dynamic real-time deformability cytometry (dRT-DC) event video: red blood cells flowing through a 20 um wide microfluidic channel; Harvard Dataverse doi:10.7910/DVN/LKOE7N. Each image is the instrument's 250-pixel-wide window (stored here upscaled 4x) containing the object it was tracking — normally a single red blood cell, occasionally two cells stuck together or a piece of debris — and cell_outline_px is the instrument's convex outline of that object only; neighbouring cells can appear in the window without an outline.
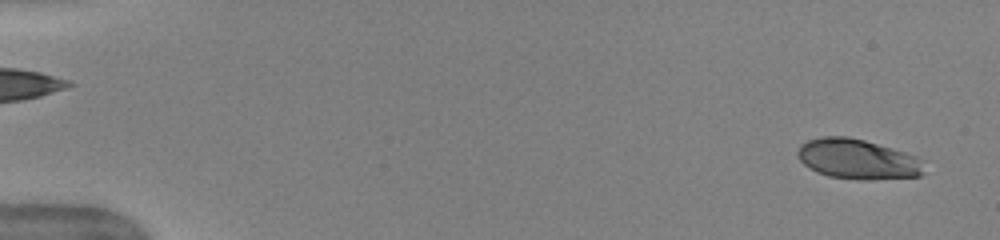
{"species": "human", "species_latin": "Homo sapiens", "temperature_condition": "warm", "stored_images_in_passage": 49, "camera_frame_rate_fps": 3000, "um_per_image_px": 0.085, "donor": {"sex": "female"}, "frame": {"image": 1, "passage_image": 1, "time_ms": 0.0, "image_size_px": [1000, 240], "cell_outline_px": [[924, 172], [920, 176], [868, 180], [864, 180], [828, 176], [804, 164], [796, 156], [796, 152], [800, 144], [808, 140], [820, 136], [848, 136], [864, 140], [892, 148], [916, 156], [920, 160]], "centroid_in_image_um": [72.87, 13.51], "position_along_channel_um": 12.1, "area_um2": 29.36}}
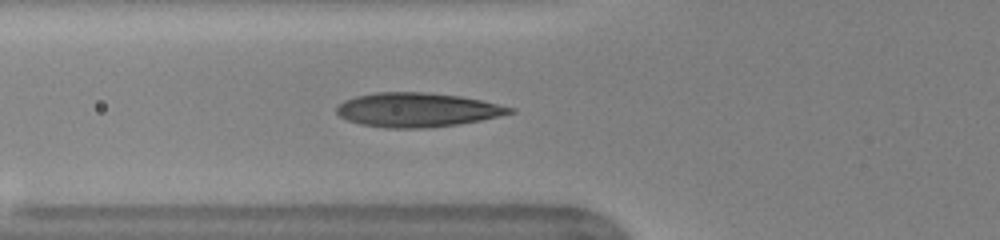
{"frame": {"image": 2, "passage_image": 18, "time_ms": 5.667, "image_size_px": [1000, 240], "cell_outline_px": [[516, 112], [500, 116], [480, 120], [456, 124], [424, 128], [384, 128], [360, 124], [348, 120], [340, 116], [336, 112], [336, 108], [344, 100], [356, 96], [376, 92], [424, 92], [460, 96], [480, 100], [516, 108]], "centroid_in_image_um": [35.46, 9.34], "position_along_channel_um": 90.3, "area_um2": 34.39}}
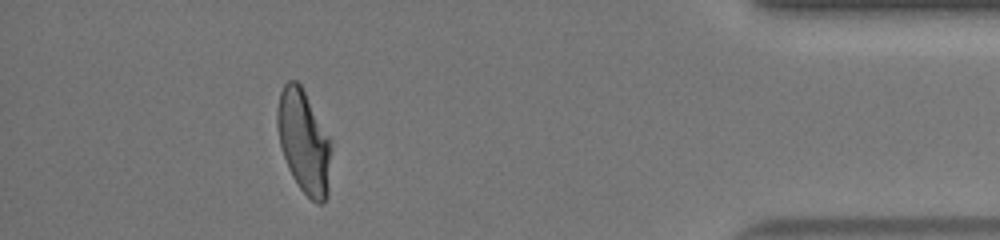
{"frame": {"image": 3, "passage_image": 45, "time_ms": 14.667, "image_size_px": [1000, 240], "cell_outline_px": [[332, 140], [328, 196], [324, 204], [316, 204], [300, 188], [292, 176], [288, 168], [280, 144], [276, 124], [276, 112], [280, 92], [284, 84], [288, 80], [296, 80], [300, 84]], "centroid_in_image_um": [25.84, 12.06], "position_along_channel_um": 409.4, "area_um2": 32.71}, "authors_computed_cell_mechanics": {"area_um2": 32.7148, "velocity_mm_per_s": 4.0061, "shape_relaxation_time_tau1_ms": 4.7918, "shape_relaxation_time_tau2_ms": 0.7078, "deformation_change_tau1": 0.2022, "deformation_change_tau2": 0.0739}}